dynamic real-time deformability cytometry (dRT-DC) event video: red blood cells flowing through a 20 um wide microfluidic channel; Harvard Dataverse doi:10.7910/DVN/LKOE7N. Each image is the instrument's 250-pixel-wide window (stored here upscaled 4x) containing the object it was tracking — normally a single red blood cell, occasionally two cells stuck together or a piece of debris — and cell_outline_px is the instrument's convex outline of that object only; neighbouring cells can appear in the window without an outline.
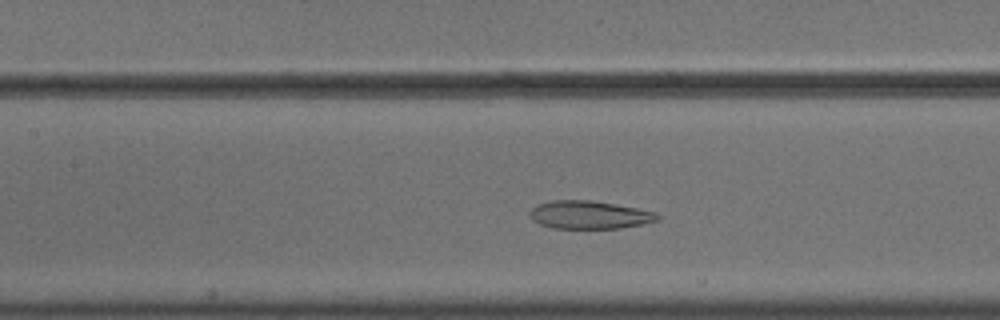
{"species": "common noctule bat (a hibernating species)", "species_latin": "Nyctalus noctula", "temperature_condition": "cold", "stored_images_in_passage": 44, "camera_frame_rate_fps": 3000, "um_per_image_px": 0.085, "animal": {"sex": "male", "body_mass_g": 18.8}, "frame": {"image": 1, "passage_image": 17, "time_ms": 5.333, "image_size_px": [1000, 320], "cell_outline_px": [[660, 220], [644, 224], [620, 228], [552, 228], [540, 224], [532, 220], [528, 216], [532, 208], [536, 204], [552, 200], [588, 200], [636, 208], [656, 212], [660, 216]], "centroid_in_image_um": [50.08, 18.27], "position_along_channel_um": 157.3, "area_um2": 20.87}}
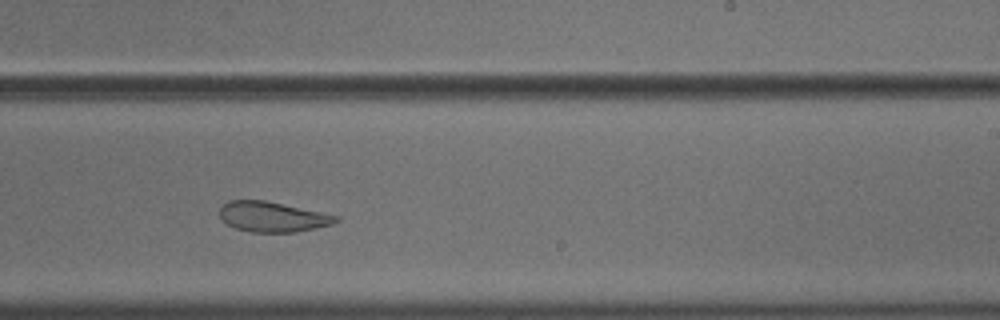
{"frame": {"image": 2, "passage_image": 26, "time_ms": 8.333, "image_size_px": [1000, 320], "cell_outline_px": [[340, 220], [336, 224], [296, 232], [248, 232], [236, 228], [228, 224], [220, 216], [220, 208], [228, 200], [264, 200], [340, 216]], "centroid_in_image_um": [23.21, 18.43], "position_along_channel_um": 265.8, "area_um2": 20.46}}
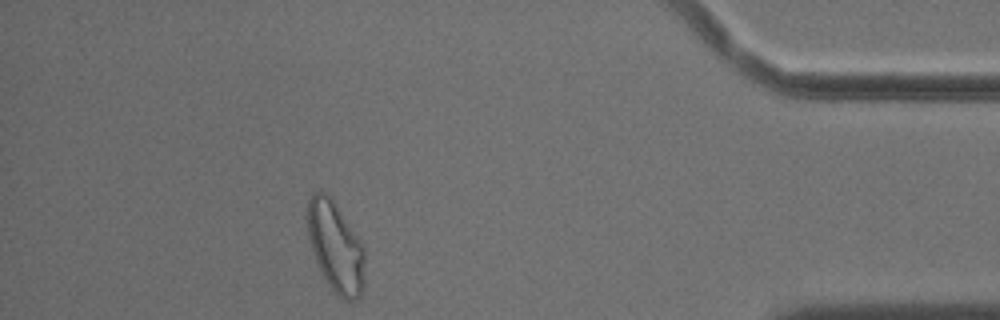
{"frame": {"image": 3, "passage_image": 41, "time_ms": 13.333, "image_size_px": [1000, 320], "cell_outline_px": [[364, 288], [360, 296], [356, 300], [344, 300], [328, 284], [316, 260], [308, 236], [304, 216], [308, 200], [312, 192], [324, 192], [332, 196], [360, 240], [364, 248]], "centroid_in_image_um": [28.51, 20.91], "position_along_channel_um": 406.7, "area_um2": 30.58}}